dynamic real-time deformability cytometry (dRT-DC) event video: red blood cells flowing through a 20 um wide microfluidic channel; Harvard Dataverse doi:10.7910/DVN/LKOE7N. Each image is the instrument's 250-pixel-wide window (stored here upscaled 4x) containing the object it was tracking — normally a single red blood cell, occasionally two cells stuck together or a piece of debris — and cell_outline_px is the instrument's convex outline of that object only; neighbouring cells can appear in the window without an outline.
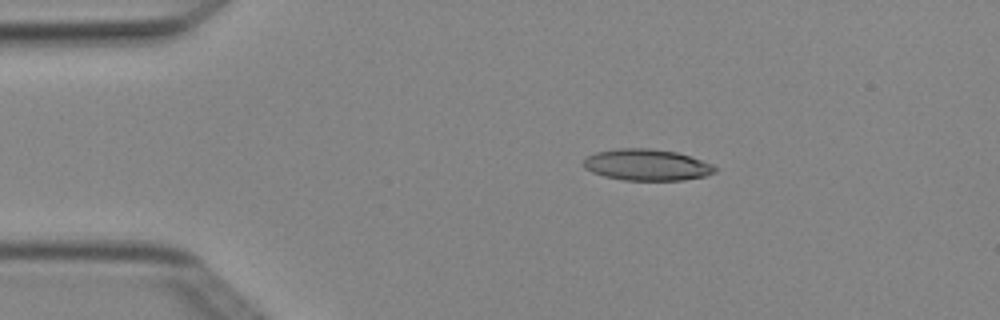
{"species": "Egyptian fruit bat (a non-hibernating species)", "species_latin": "Rousettus aegyptiacus", "temperature_condition": "cold", "stored_images_in_passage": 4, "camera_frame_rate_fps": 3000, "um_per_image_px": 0.085, "animal": {"sex": "female"}, "frame": {"image": 1, "passage_image": 2, "time_ms": 0.333, "image_size_px": [1000, 320], "cell_outline_px": [[720, 168], [716, 172], [704, 176], [684, 180], [624, 180], [604, 176], [592, 172], [584, 168], [584, 160], [588, 156], [596, 152], [620, 148], [648, 148], [676, 152], [712, 164]], "centroid_in_image_um": [54.99, 14.02], "position_along_channel_um": 30.0, "area_um2": 23.93}}
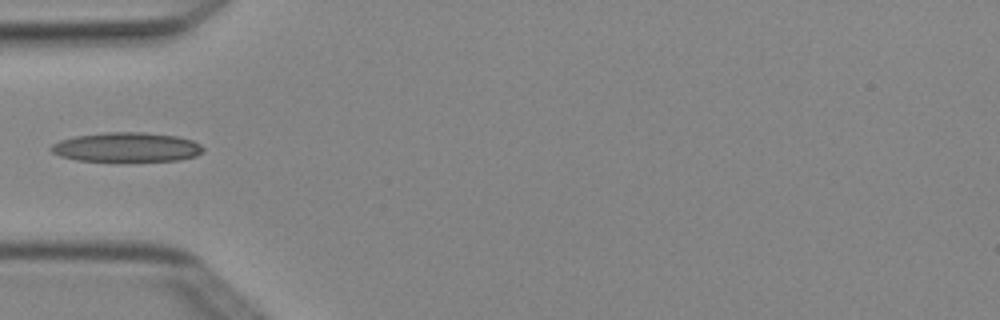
{"frame": {"image": 2, "passage_image": 4, "time_ms": 1.0, "image_size_px": [1000, 320], "cell_outline_px": [[204, 152], [196, 156], [180, 160], [76, 160], [60, 156], [52, 152], [48, 148], [52, 144], [60, 140], [76, 136], [104, 132], [144, 132], [176, 136], [192, 140], [200, 144], [204, 148]], "centroid_in_image_um": [10.77, 12.5], "position_along_channel_um": 74.2, "area_um2": 25.89}}